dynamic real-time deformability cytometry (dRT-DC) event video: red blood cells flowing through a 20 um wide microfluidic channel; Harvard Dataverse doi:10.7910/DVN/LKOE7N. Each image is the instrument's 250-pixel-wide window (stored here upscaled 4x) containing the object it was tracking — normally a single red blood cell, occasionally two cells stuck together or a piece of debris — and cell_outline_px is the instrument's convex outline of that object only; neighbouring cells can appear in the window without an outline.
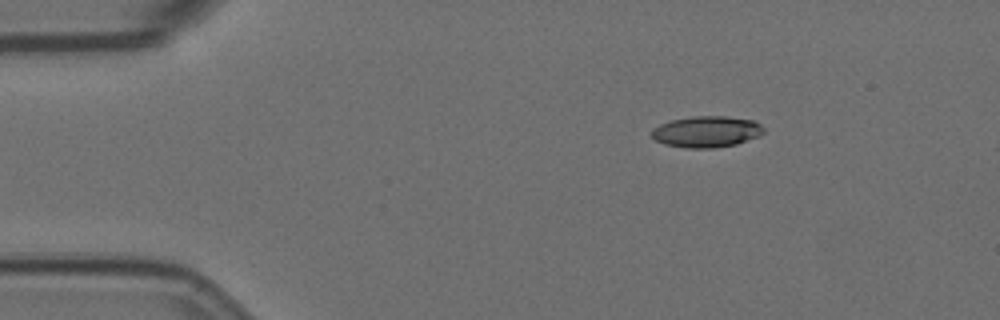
{"species": "Egyptian fruit bat (a non-hibernating species)", "species_latin": "Rousettus aegyptiacus", "temperature_condition": "room temperature", "stored_images_in_passage": 9, "camera_frame_rate_fps": 3000, "um_per_image_px": 0.085, "animal": {"sex": "female"}, "frame": {"image": 1, "passage_image": 2, "time_ms": 0.333, "image_size_px": [1000, 320], "cell_outline_px": [[764, 132], [760, 136], [736, 144], [712, 148], [688, 148], [664, 144], [656, 140], [652, 136], [652, 128], [660, 124], [672, 120], [692, 116], [728, 116], [752, 120], [760, 124], [764, 128]], "centroid_in_image_um": [60.07, 11.19], "position_along_channel_um": 24.9, "area_um2": 20.4}}
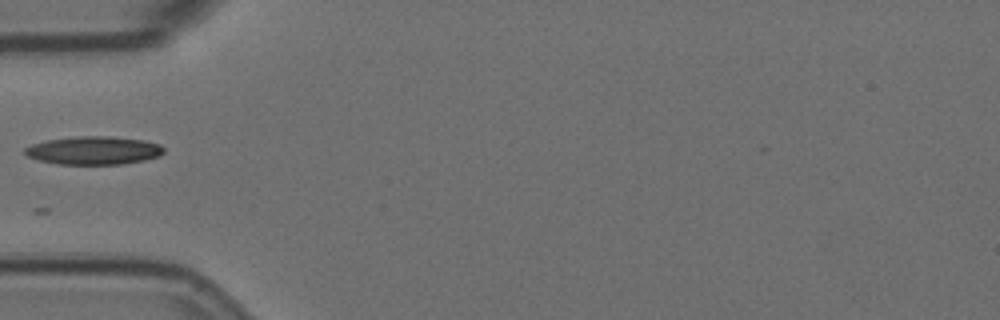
{"frame": {"image": 2, "passage_image": 5, "time_ms": 1.333, "image_size_px": [1000, 320], "cell_outline_px": [[164, 152], [160, 156], [144, 160], [120, 164], [56, 164], [40, 160], [28, 156], [24, 152], [24, 148], [32, 144], [48, 140], [76, 136], [108, 136], [144, 140], [160, 144], [164, 148]], "centroid_in_image_um": [7.98, 12.78], "position_along_channel_um": 77.0, "area_um2": 22.77}}
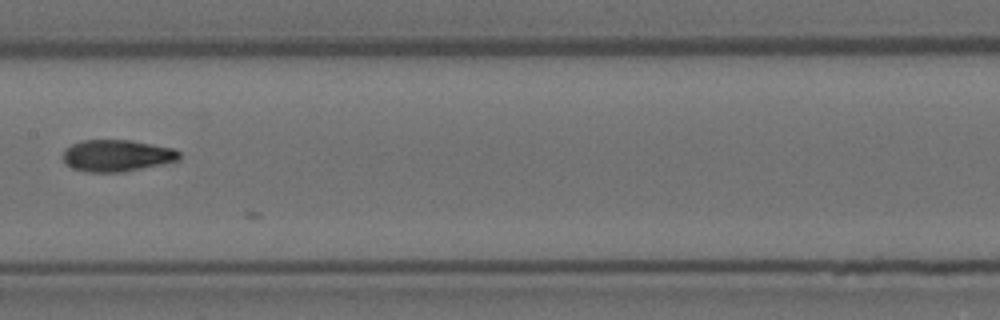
{"frame": {"image": 3, "passage_image": 8, "time_ms": 2.333, "image_size_px": [1000, 320], "cell_outline_px": [[180, 160], [120, 172], [88, 172], [72, 168], [60, 156], [64, 148], [72, 144], [84, 140], [132, 140], [172, 148], [180, 152]], "centroid_in_image_um": [9.89, 13.21], "position_along_channel_um": 197.5, "area_um2": 21.44}}